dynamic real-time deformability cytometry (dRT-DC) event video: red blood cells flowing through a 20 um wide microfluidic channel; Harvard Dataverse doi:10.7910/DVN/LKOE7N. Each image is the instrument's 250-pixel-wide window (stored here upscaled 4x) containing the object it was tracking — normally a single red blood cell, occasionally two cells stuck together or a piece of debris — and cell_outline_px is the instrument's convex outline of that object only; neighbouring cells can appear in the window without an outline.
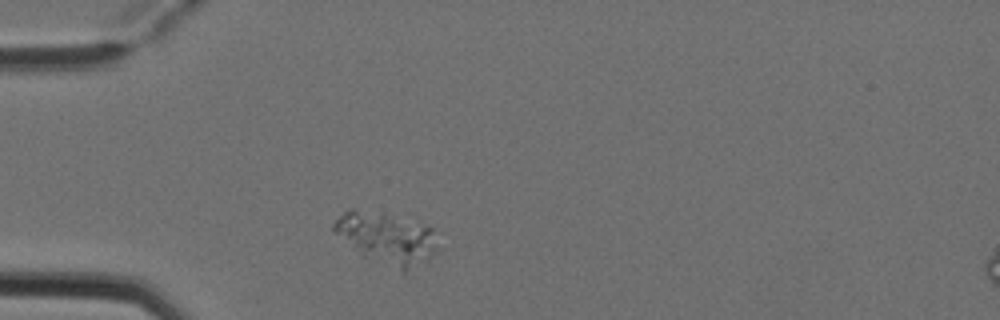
{"species": "Egyptian fruit bat (a non-hibernating species)", "species_latin": "Rousettus aegyptiacus", "temperature_condition": "cold", "stored_images_in_passage": 2, "camera_frame_rate_fps": 3000, "um_per_image_px": 0.085, "animal": {"sex": "female"}, "frame": {"image": 1, "passage_image": 1, "time_ms": 0.0, "image_size_px": [1000, 320], "cell_outline_px": [[440, 248], [404, 276], [360, 256], [332, 232], [332, 224], [348, 208], [352, 208], [436, 228]], "centroid_in_image_um": [32.86, 20.36], "position_along_channel_um": 52.1, "area_um2": 31.91}}